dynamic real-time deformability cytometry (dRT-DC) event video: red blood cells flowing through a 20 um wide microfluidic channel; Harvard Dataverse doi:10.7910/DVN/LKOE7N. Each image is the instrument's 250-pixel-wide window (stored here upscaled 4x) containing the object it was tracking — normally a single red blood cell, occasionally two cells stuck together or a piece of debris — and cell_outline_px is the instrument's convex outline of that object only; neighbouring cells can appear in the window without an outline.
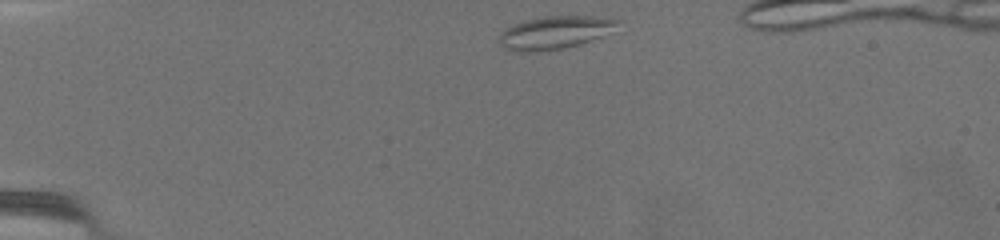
{"species": "common noctule bat (a hibernating species)", "species_latin": "Nyctalus noctula", "temperature_condition": "warm", "stored_images_in_passage": 47, "camera_frame_rate_fps": 3000, "um_per_image_px": 0.085, "animal": {"sex": "female", "body_mass_g": 19.5, "forearm_length_mm": 54.1}, "frame": {"image": 1, "passage_image": 1, "time_ms": 0.0, "image_size_px": [1000, 240], "cell_outline_px": [[620, 20], [600, 36], [580, 44], [560, 48], [536, 52], [520, 52], [504, 48], [496, 44], [496, 40], [500, 32], [504, 28], [512, 24], [544, 16], [592, 16]], "centroid_in_image_um": [46.97, 2.78], "position_along_channel_um": 38.0, "area_um2": 22.37}}
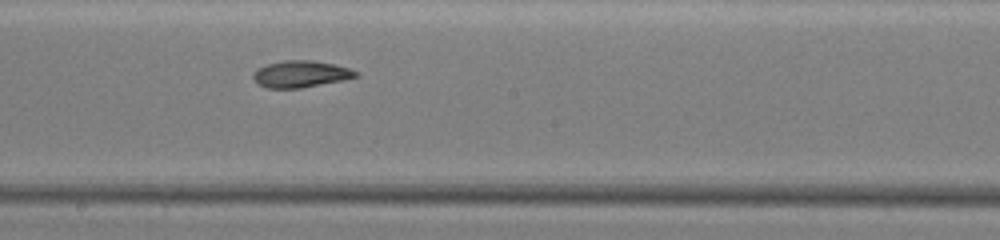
{"frame": {"image": 2, "passage_image": 26, "time_ms": 8.333, "image_size_px": [1000, 240], "cell_outline_px": [[360, 76], [344, 80], [300, 88], [268, 88], [260, 84], [252, 76], [260, 68], [268, 64], [284, 60], [312, 60], [332, 64], [348, 68], [360, 72]], "centroid_in_image_um": [25.63, 6.29], "position_along_channel_um": 222.6, "area_um2": 15.72}}
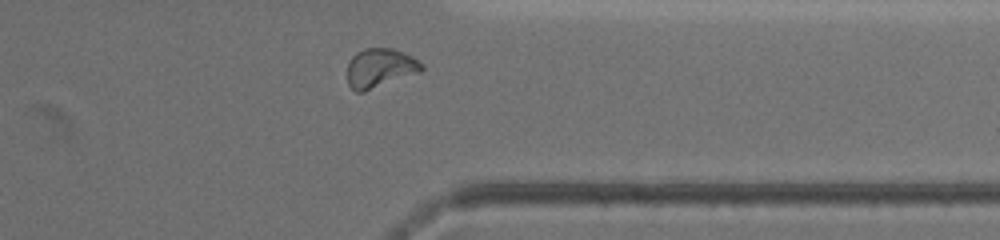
{"frame": {"image": 3, "passage_image": 42, "time_ms": 13.667, "image_size_px": [1000, 240], "cell_outline_px": [[424, 68], [420, 72], [364, 92], [356, 92], [348, 84], [348, 60], [356, 52], [364, 48], [392, 48], [424, 64]], "centroid_in_image_um": [32.26, 5.79], "position_along_channel_um": 379.1, "area_um2": 16.82}, "authors_computed_cell_mechanics": {"area_um2": 16.1262, "velocity_mm_per_s": 2.9645, "shape_relaxation_time_tau1_ms": null, "shape_relaxation_time_tau2_ms": 4.0876, "deformation_change_tau1": null, "deformation_change_tau2": 0.0918}}